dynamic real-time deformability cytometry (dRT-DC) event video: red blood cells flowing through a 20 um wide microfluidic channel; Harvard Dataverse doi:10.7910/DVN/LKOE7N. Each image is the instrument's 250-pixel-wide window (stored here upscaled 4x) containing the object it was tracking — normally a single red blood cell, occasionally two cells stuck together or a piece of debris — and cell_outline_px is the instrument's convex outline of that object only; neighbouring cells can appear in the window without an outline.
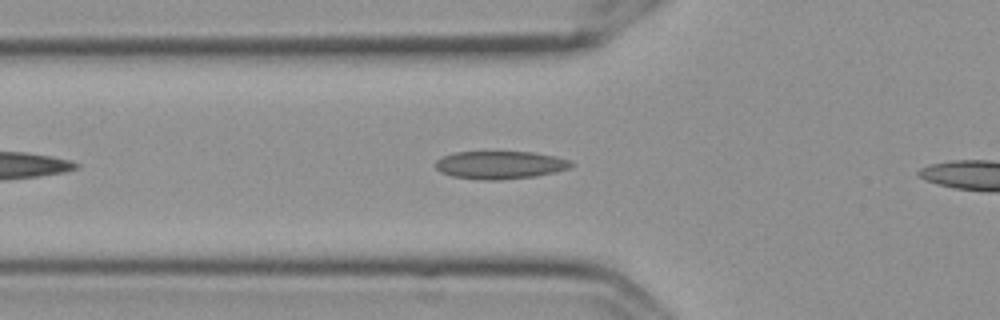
{"species": "Egyptian fruit bat (a non-hibernating species)", "species_latin": "Rousettus aegyptiacus", "temperature_condition": "cold", "stored_images_in_passage": 6, "camera_frame_rate_fps": 3000, "um_per_image_px": 0.085, "frame": {"image": 1, "passage_image": 4, "time_ms": 1.0, "image_size_px": [1000, 320], "cell_outline_px": [[576, 164], [572, 168], [536, 176], [500, 180], [484, 180], [452, 176], [440, 172], [436, 168], [436, 160], [444, 156], [456, 152], [532, 152], [556, 156], [572, 160]], "centroid_in_image_um": [42.57, 14.02], "position_along_channel_um": 83.2, "area_um2": 22.2}}